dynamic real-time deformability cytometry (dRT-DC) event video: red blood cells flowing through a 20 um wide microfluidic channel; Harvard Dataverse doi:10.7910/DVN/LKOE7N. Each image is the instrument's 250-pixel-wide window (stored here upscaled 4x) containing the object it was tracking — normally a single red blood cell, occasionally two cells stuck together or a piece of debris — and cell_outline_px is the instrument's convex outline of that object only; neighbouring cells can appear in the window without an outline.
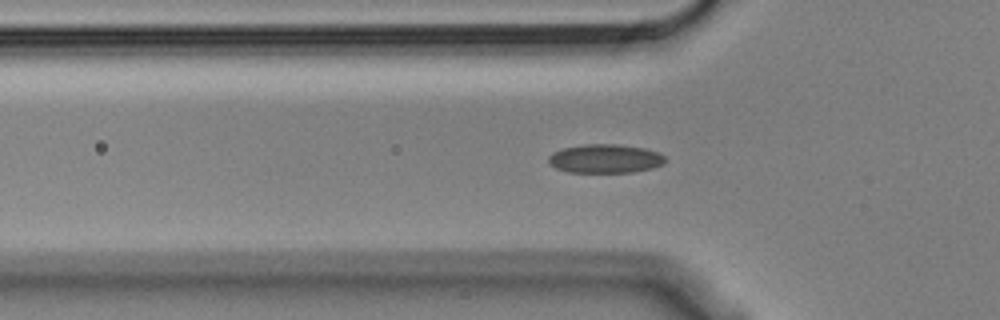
{"species": "Egyptian fruit bat (a non-hibernating species)", "species_latin": "Rousettus aegyptiacus", "temperature_condition": "cold", "stored_images_in_passage": 43, "camera_frame_rate_fps": 3000, "um_per_image_px": 0.085, "animal": {"sex": "male"}, "frame": {"image": 1, "passage_image": 5, "time_ms": 1.333, "image_size_px": [1000, 320], "cell_outline_px": [[664, 164], [652, 168], [632, 172], [568, 172], [556, 168], [548, 164], [548, 156], [552, 152], [564, 148], [584, 144], [616, 144], [644, 148], [660, 152], [664, 156]], "centroid_in_image_um": [51.42, 13.48], "position_along_channel_um": 74.4, "area_um2": 19.65}}
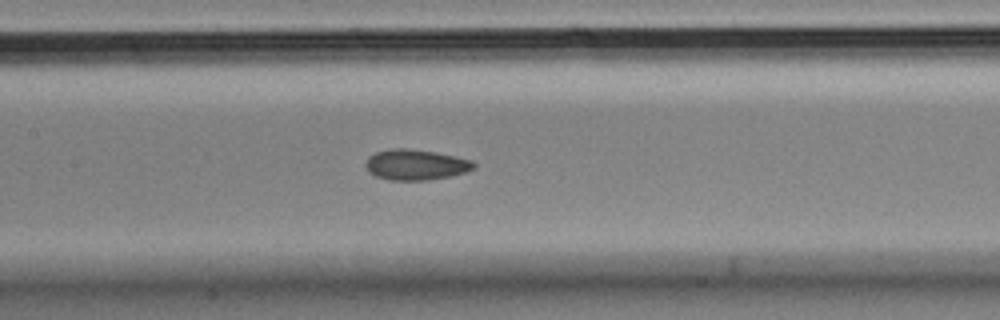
{"frame": {"image": 2, "passage_image": 13, "time_ms": 4.0, "image_size_px": [1000, 320], "cell_outline_px": [[476, 168], [452, 176], [428, 180], [388, 180], [376, 176], [368, 172], [364, 164], [368, 156], [376, 152], [392, 148], [408, 148], [436, 152], [472, 160], [476, 164]], "centroid_in_image_um": [35.32, 14.0], "position_along_channel_um": 172.1, "area_um2": 19.48}}
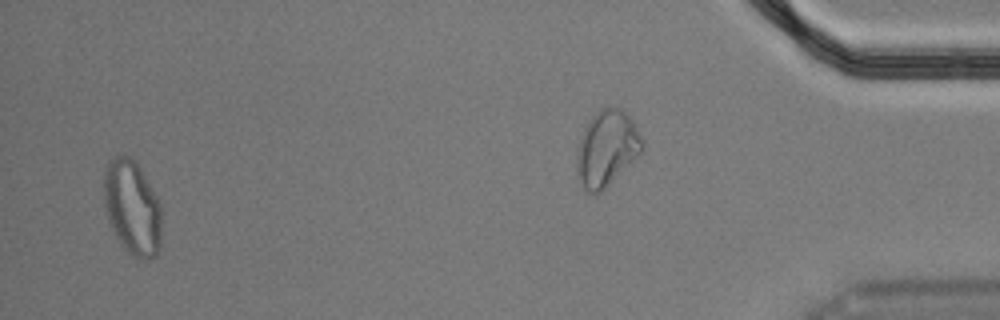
{"frame": {"image": 3, "passage_image": 41, "time_ms": 13.333, "image_size_px": [1000, 320], "cell_outline_px": [[160, 248], [156, 256], [144, 260], [140, 260], [132, 256], [120, 244], [108, 220], [104, 204], [104, 176], [108, 164], [116, 156], [128, 156], [136, 160], [156, 196], [160, 204]], "centroid_in_image_um": [11.24, 17.68], "position_along_channel_um": 424.0, "area_um2": 31.67}, "authors_computed_cell_mechanics": {"area_um2": 19.652, "velocity_mm_per_s": 3.6166, "shape_relaxation_time_tau1_ms": 11.218, "shape_relaxation_time_tau2_ms": 2.3477, "deformation_change_tau1": 0.1711, "deformation_change_tau2": 0.0694}}